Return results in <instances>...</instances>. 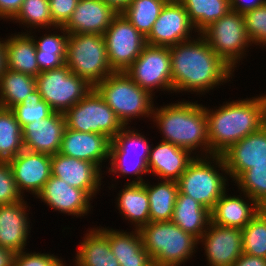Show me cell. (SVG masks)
Listing matches in <instances>:
<instances>
[{"label": "cell", "mask_w": 266, "mask_h": 266, "mask_svg": "<svg viewBox=\"0 0 266 266\" xmlns=\"http://www.w3.org/2000/svg\"><path fill=\"white\" fill-rule=\"evenodd\" d=\"M110 144L106 135L65 128L59 153L92 162L102 170V165L109 161Z\"/></svg>", "instance_id": "cell-20"}, {"label": "cell", "mask_w": 266, "mask_h": 266, "mask_svg": "<svg viewBox=\"0 0 266 266\" xmlns=\"http://www.w3.org/2000/svg\"><path fill=\"white\" fill-rule=\"evenodd\" d=\"M124 72L154 97L158 89L171 94L173 92L169 47L146 44L141 54Z\"/></svg>", "instance_id": "cell-11"}, {"label": "cell", "mask_w": 266, "mask_h": 266, "mask_svg": "<svg viewBox=\"0 0 266 266\" xmlns=\"http://www.w3.org/2000/svg\"><path fill=\"white\" fill-rule=\"evenodd\" d=\"M57 29L61 33L58 34V31L52 33L50 30V33H45L38 39L36 35H32L34 31L28 32L36 45V60L40 72L57 69L65 64L69 33L63 26H57Z\"/></svg>", "instance_id": "cell-30"}, {"label": "cell", "mask_w": 266, "mask_h": 266, "mask_svg": "<svg viewBox=\"0 0 266 266\" xmlns=\"http://www.w3.org/2000/svg\"><path fill=\"white\" fill-rule=\"evenodd\" d=\"M150 147L148 138L142 132L139 133L131 126H124L111 140L110 153L149 154Z\"/></svg>", "instance_id": "cell-41"}, {"label": "cell", "mask_w": 266, "mask_h": 266, "mask_svg": "<svg viewBox=\"0 0 266 266\" xmlns=\"http://www.w3.org/2000/svg\"><path fill=\"white\" fill-rule=\"evenodd\" d=\"M200 35L234 71L248 56L247 48L253 46L246 32L243 14L232 9L205 28Z\"/></svg>", "instance_id": "cell-8"}, {"label": "cell", "mask_w": 266, "mask_h": 266, "mask_svg": "<svg viewBox=\"0 0 266 266\" xmlns=\"http://www.w3.org/2000/svg\"><path fill=\"white\" fill-rule=\"evenodd\" d=\"M163 1H165V2H174V1H178V0H163Z\"/></svg>", "instance_id": "cell-52"}, {"label": "cell", "mask_w": 266, "mask_h": 266, "mask_svg": "<svg viewBox=\"0 0 266 266\" xmlns=\"http://www.w3.org/2000/svg\"><path fill=\"white\" fill-rule=\"evenodd\" d=\"M149 154H134V153H110V167L106 168L107 173H113L116 176H136L133 180H128L127 183H144L143 176L149 174L147 162ZM109 171V172H108ZM131 175V176H130Z\"/></svg>", "instance_id": "cell-36"}, {"label": "cell", "mask_w": 266, "mask_h": 266, "mask_svg": "<svg viewBox=\"0 0 266 266\" xmlns=\"http://www.w3.org/2000/svg\"><path fill=\"white\" fill-rule=\"evenodd\" d=\"M6 69L5 39L0 38V76Z\"/></svg>", "instance_id": "cell-51"}, {"label": "cell", "mask_w": 266, "mask_h": 266, "mask_svg": "<svg viewBox=\"0 0 266 266\" xmlns=\"http://www.w3.org/2000/svg\"><path fill=\"white\" fill-rule=\"evenodd\" d=\"M231 9L239 13H245L258 6L263 5L266 0H229Z\"/></svg>", "instance_id": "cell-47"}, {"label": "cell", "mask_w": 266, "mask_h": 266, "mask_svg": "<svg viewBox=\"0 0 266 266\" xmlns=\"http://www.w3.org/2000/svg\"><path fill=\"white\" fill-rule=\"evenodd\" d=\"M139 232L154 266L185 265L197 252L198 239L172 221L149 222Z\"/></svg>", "instance_id": "cell-4"}, {"label": "cell", "mask_w": 266, "mask_h": 266, "mask_svg": "<svg viewBox=\"0 0 266 266\" xmlns=\"http://www.w3.org/2000/svg\"><path fill=\"white\" fill-rule=\"evenodd\" d=\"M242 252L266 258V210L264 208L242 229Z\"/></svg>", "instance_id": "cell-38"}, {"label": "cell", "mask_w": 266, "mask_h": 266, "mask_svg": "<svg viewBox=\"0 0 266 266\" xmlns=\"http://www.w3.org/2000/svg\"><path fill=\"white\" fill-rule=\"evenodd\" d=\"M117 195L118 213L134 224L133 229H140L150 222L149 197L144 183H126Z\"/></svg>", "instance_id": "cell-28"}, {"label": "cell", "mask_w": 266, "mask_h": 266, "mask_svg": "<svg viewBox=\"0 0 266 266\" xmlns=\"http://www.w3.org/2000/svg\"><path fill=\"white\" fill-rule=\"evenodd\" d=\"M133 231L109 228V244L120 266H154L144 249L139 229Z\"/></svg>", "instance_id": "cell-26"}, {"label": "cell", "mask_w": 266, "mask_h": 266, "mask_svg": "<svg viewBox=\"0 0 266 266\" xmlns=\"http://www.w3.org/2000/svg\"><path fill=\"white\" fill-rule=\"evenodd\" d=\"M29 208V210H28ZM30 206L23 199L17 203L0 205V246L15 253L24 251L30 236Z\"/></svg>", "instance_id": "cell-21"}, {"label": "cell", "mask_w": 266, "mask_h": 266, "mask_svg": "<svg viewBox=\"0 0 266 266\" xmlns=\"http://www.w3.org/2000/svg\"><path fill=\"white\" fill-rule=\"evenodd\" d=\"M103 36L110 67L114 72L125 71L146 45V37L122 13L113 18Z\"/></svg>", "instance_id": "cell-12"}, {"label": "cell", "mask_w": 266, "mask_h": 266, "mask_svg": "<svg viewBox=\"0 0 266 266\" xmlns=\"http://www.w3.org/2000/svg\"><path fill=\"white\" fill-rule=\"evenodd\" d=\"M53 23L64 26L71 18L79 0H48Z\"/></svg>", "instance_id": "cell-45"}, {"label": "cell", "mask_w": 266, "mask_h": 266, "mask_svg": "<svg viewBox=\"0 0 266 266\" xmlns=\"http://www.w3.org/2000/svg\"><path fill=\"white\" fill-rule=\"evenodd\" d=\"M11 110L22 128L28 123L48 118L54 113L50 105L42 100L37 89L28 94L22 103L17 104Z\"/></svg>", "instance_id": "cell-40"}, {"label": "cell", "mask_w": 266, "mask_h": 266, "mask_svg": "<svg viewBox=\"0 0 266 266\" xmlns=\"http://www.w3.org/2000/svg\"><path fill=\"white\" fill-rule=\"evenodd\" d=\"M16 253L0 246V266H14Z\"/></svg>", "instance_id": "cell-49"}, {"label": "cell", "mask_w": 266, "mask_h": 266, "mask_svg": "<svg viewBox=\"0 0 266 266\" xmlns=\"http://www.w3.org/2000/svg\"><path fill=\"white\" fill-rule=\"evenodd\" d=\"M240 192L246 193L262 208L266 207V163L253 165L244 171L235 182Z\"/></svg>", "instance_id": "cell-39"}, {"label": "cell", "mask_w": 266, "mask_h": 266, "mask_svg": "<svg viewBox=\"0 0 266 266\" xmlns=\"http://www.w3.org/2000/svg\"><path fill=\"white\" fill-rule=\"evenodd\" d=\"M227 192L218 199L210 211L211 222L223 227L242 230L262 207L246 193L240 192V195L231 196Z\"/></svg>", "instance_id": "cell-24"}, {"label": "cell", "mask_w": 266, "mask_h": 266, "mask_svg": "<svg viewBox=\"0 0 266 266\" xmlns=\"http://www.w3.org/2000/svg\"><path fill=\"white\" fill-rule=\"evenodd\" d=\"M166 3L163 0H131L121 13L147 37Z\"/></svg>", "instance_id": "cell-35"}, {"label": "cell", "mask_w": 266, "mask_h": 266, "mask_svg": "<svg viewBox=\"0 0 266 266\" xmlns=\"http://www.w3.org/2000/svg\"><path fill=\"white\" fill-rule=\"evenodd\" d=\"M151 146L147 162L149 174L161 180L177 182L188 164L195 158L189 150L170 142L160 141L157 146L153 144Z\"/></svg>", "instance_id": "cell-23"}, {"label": "cell", "mask_w": 266, "mask_h": 266, "mask_svg": "<svg viewBox=\"0 0 266 266\" xmlns=\"http://www.w3.org/2000/svg\"><path fill=\"white\" fill-rule=\"evenodd\" d=\"M195 32L194 25L183 5L179 1L168 2L154 23L152 31L146 37V44L170 47L193 39L197 36L192 37V33Z\"/></svg>", "instance_id": "cell-13"}, {"label": "cell", "mask_w": 266, "mask_h": 266, "mask_svg": "<svg viewBox=\"0 0 266 266\" xmlns=\"http://www.w3.org/2000/svg\"><path fill=\"white\" fill-rule=\"evenodd\" d=\"M36 198L40 199L51 210L68 214L69 216L84 217L91 211L93 197L85 190L70 186L64 180L53 175L45 183Z\"/></svg>", "instance_id": "cell-15"}, {"label": "cell", "mask_w": 266, "mask_h": 266, "mask_svg": "<svg viewBox=\"0 0 266 266\" xmlns=\"http://www.w3.org/2000/svg\"><path fill=\"white\" fill-rule=\"evenodd\" d=\"M36 89V77L8 68L0 76V107L12 109Z\"/></svg>", "instance_id": "cell-32"}, {"label": "cell", "mask_w": 266, "mask_h": 266, "mask_svg": "<svg viewBox=\"0 0 266 266\" xmlns=\"http://www.w3.org/2000/svg\"><path fill=\"white\" fill-rule=\"evenodd\" d=\"M64 117L66 128L106 135L111 140L124 127L94 87L83 99L67 110Z\"/></svg>", "instance_id": "cell-9"}, {"label": "cell", "mask_w": 266, "mask_h": 266, "mask_svg": "<svg viewBox=\"0 0 266 266\" xmlns=\"http://www.w3.org/2000/svg\"><path fill=\"white\" fill-rule=\"evenodd\" d=\"M94 88L112 108L123 126H129L131 120L135 118L150 119L153 114L154 97L136 84L124 71L111 73Z\"/></svg>", "instance_id": "cell-6"}, {"label": "cell", "mask_w": 266, "mask_h": 266, "mask_svg": "<svg viewBox=\"0 0 266 266\" xmlns=\"http://www.w3.org/2000/svg\"><path fill=\"white\" fill-rule=\"evenodd\" d=\"M11 21L21 24V27L22 24L23 27L26 26L27 33L33 28H43L46 31V28L50 30L49 28L52 27V31L57 30V26L53 23L48 0H24L20 11Z\"/></svg>", "instance_id": "cell-37"}, {"label": "cell", "mask_w": 266, "mask_h": 266, "mask_svg": "<svg viewBox=\"0 0 266 266\" xmlns=\"http://www.w3.org/2000/svg\"><path fill=\"white\" fill-rule=\"evenodd\" d=\"M209 266H232L242 255V230L209 223L198 240Z\"/></svg>", "instance_id": "cell-14"}, {"label": "cell", "mask_w": 266, "mask_h": 266, "mask_svg": "<svg viewBox=\"0 0 266 266\" xmlns=\"http://www.w3.org/2000/svg\"><path fill=\"white\" fill-rule=\"evenodd\" d=\"M247 35L254 46L266 48V2L243 13Z\"/></svg>", "instance_id": "cell-42"}, {"label": "cell", "mask_w": 266, "mask_h": 266, "mask_svg": "<svg viewBox=\"0 0 266 266\" xmlns=\"http://www.w3.org/2000/svg\"><path fill=\"white\" fill-rule=\"evenodd\" d=\"M6 38V68L36 77L40 71L36 60V45L33 38L26 32L14 33Z\"/></svg>", "instance_id": "cell-27"}, {"label": "cell", "mask_w": 266, "mask_h": 266, "mask_svg": "<svg viewBox=\"0 0 266 266\" xmlns=\"http://www.w3.org/2000/svg\"><path fill=\"white\" fill-rule=\"evenodd\" d=\"M24 0H0V20L9 21L20 11Z\"/></svg>", "instance_id": "cell-46"}, {"label": "cell", "mask_w": 266, "mask_h": 266, "mask_svg": "<svg viewBox=\"0 0 266 266\" xmlns=\"http://www.w3.org/2000/svg\"><path fill=\"white\" fill-rule=\"evenodd\" d=\"M24 197L18 191L8 161H0V205H8L22 201Z\"/></svg>", "instance_id": "cell-43"}, {"label": "cell", "mask_w": 266, "mask_h": 266, "mask_svg": "<svg viewBox=\"0 0 266 266\" xmlns=\"http://www.w3.org/2000/svg\"><path fill=\"white\" fill-rule=\"evenodd\" d=\"M232 266H266V258L242 253Z\"/></svg>", "instance_id": "cell-48"}, {"label": "cell", "mask_w": 266, "mask_h": 266, "mask_svg": "<svg viewBox=\"0 0 266 266\" xmlns=\"http://www.w3.org/2000/svg\"><path fill=\"white\" fill-rule=\"evenodd\" d=\"M107 5L111 6L117 13H121L131 0H103Z\"/></svg>", "instance_id": "cell-50"}, {"label": "cell", "mask_w": 266, "mask_h": 266, "mask_svg": "<svg viewBox=\"0 0 266 266\" xmlns=\"http://www.w3.org/2000/svg\"><path fill=\"white\" fill-rule=\"evenodd\" d=\"M210 155H222L233 144L266 124V94L205 107Z\"/></svg>", "instance_id": "cell-2"}, {"label": "cell", "mask_w": 266, "mask_h": 266, "mask_svg": "<svg viewBox=\"0 0 266 266\" xmlns=\"http://www.w3.org/2000/svg\"><path fill=\"white\" fill-rule=\"evenodd\" d=\"M23 149L22 127L14 112L0 107V161H9Z\"/></svg>", "instance_id": "cell-34"}, {"label": "cell", "mask_w": 266, "mask_h": 266, "mask_svg": "<svg viewBox=\"0 0 266 266\" xmlns=\"http://www.w3.org/2000/svg\"><path fill=\"white\" fill-rule=\"evenodd\" d=\"M8 162L23 197L25 191L36 197L52 175L51 156L47 154L23 149Z\"/></svg>", "instance_id": "cell-16"}, {"label": "cell", "mask_w": 266, "mask_h": 266, "mask_svg": "<svg viewBox=\"0 0 266 266\" xmlns=\"http://www.w3.org/2000/svg\"><path fill=\"white\" fill-rule=\"evenodd\" d=\"M65 128L64 114L59 112L26 124L22 128L24 149L50 156L59 153Z\"/></svg>", "instance_id": "cell-19"}, {"label": "cell", "mask_w": 266, "mask_h": 266, "mask_svg": "<svg viewBox=\"0 0 266 266\" xmlns=\"http://www.w3.org/2000/svg\"><path fill=\"white\" fill-rule=\"evenodd\" d=\"M222 157L229 177L234 182L253 165L266 163V124L233 144Z\"/></svg>", "instance_id": "cell-18"}, {"label": "cell", "mask_w": 266, "mask_h": 266, "mask_svg": "<svg viewBox=\"0 0 266 266\" xmlns=\"http://www.w3.org/2000/svg\"><path fill=\"white\" fill-rule=\"evenodd\" d=\"M228 176L222 155L195 156L177 183L182 194L192 197L211 211L228 190Z\"/></svg>", "instance_id": "cell-5"}, {"label": "cell", "mask_w": 266, "mask_h": 266, "mask_svg": "<svg viewBox=\"0 0 266 266\" xmlns=\"http://www.w3.org/2000/svg\"><path fill=\"white\" fill-rule=\"evenodd\" d=\"M85 79L72 73L64 64L57 69L40 72L36 89L54 112L65 113L92 89Z\"/></svg>", "instance_id": "cell-10"}, {"label": "cell", "mask_w": 266, "mask_h": 266, "mask_svg": "<svg viewBox=\"0 0 266 266\" xmlns=\"http://www.w3.org/2000/svg\"><path fill=\"white\" fill-rule=\"evenodd\" d=\"M197 102L181 100L159 108L154 106L151 118L162 141L185 148L196 156H210L205 106Z\"/></svg>", "instance_id": "cell-3"}, {"label": "cell", "mask_w": 266, "mask_h": 266, "mask_svg": "<svg viewBox=\"0 0 266 266\" xmlns=\"http://www.w3.org/2000/svg\"><path fill=\"white\" fill-rule=\"evenodd\" d=\"M65 64L93 87L114 72L104 36L99 34H69Z\"/></svg>", "instance_id": "cell-7"}, {"label": "cell", "mask_w": 266, "mask_h": 266, "mask_svg": "<svg viewBox=\"0 0 266 266\" xmlns=\"http://www.w3.org/2000/svg\"><path fill=\"white\" fill-rule=\"evenodd\" d=\"M171 221L199 240L211 222L210 210L179 191Z\"/></svg>", "instance_id": "cell-29"}, {"label": "cell", "mask_w": 266, "mask_h": 266, "mask_svg": "<svg viewBox=\"0 0 266 266\" xmlns=\"http://www.w3.org/2000/svg\"><path fill=\"white\" fill-rule=\"evenodd\" d=\"M169 50L173 93L196 92V95L202 96L221 84L231 82L230 77H234V70L210 48L200 34L170 46Z\"/></svg>", "instance_id": "cell-1"}, {"label": "cell", "mask_w": 266, "mask_h": 266, "mask_svg": "<svg viewBox=\"0 0 266 266\" xmlns=\"http://www.w3.org/2000/svg\"><path fill=\"white\" fill-rule=\"evenodd\" d=\"M117 14L103 0H79L71 18L63 27L69 34L103 35Z\"/></svg>", "instance_id": "cell-22"}, {"label": "cell", "mask_w": 266, "mask_h": 266, "mask_svg": "<svg viewBox=\"0 0 266 266\" xmlns=\"http://www.w3.org/2000/svg\"><path fill=\"white\" fill-rule=\"evenodd\" d=\"M189 15L191 23L200 34L213 22L225 16L231 5L229 0H178Z\"/></svg>", "instance_id": "cell-33"}, {"label": "cell", "mask_w": 266, "mask_h": 266, "mask_svg": "<svg viewBox=\"0 0 266 266\" xmlns=\"http://www.w3.org/2000/svg\"><path fill=\"white\" fill-rule=\"evenodd\" d=\"M144 186L149 197L150 222L171 221L179 192L178 183L158 179L156 185L145 181Z\"/></svg>", "instance_id": "cell-31"}, {"label": "cell", "mask_w": 266, "mask_h": 266, "mask_svg": "<svg viewBox=\"0 0 266 266\" xmlns=\"http://www.w3.org/2000/svg\"><path fill=\"white\" fill-rule=\"evenodd\" d=\"M87 231L79 243L73 266H120L109 244V229L94 226Z\"/></svg>", "instance_id": "cell-25"}, {"label": "cell", "mask_w": 266, "mask_h": 266, "mask_svg": "<svg viewBox=\"0 0 266 266\" xmlns=\"http://www.w3.org/2000/svg\"><path fill=\"white\" fill-rule=\"evenodd\" d=\"M52 175L70 186L87 191L93 198L100 191L102 171L96 164L56 153L51 156ZM104 172V173H103Z\"/></svg>", "instance_id": "cell-17"}, {"label": "cell", "mask_w": 266, "mask_h": 266, "mask_svg": "<svg viewBox=\"0 0 266 266\" xmlns=\"http://www.w3.org/2000/svg\"><path fill=\"white\" fill-rule=\"evenodd\" d=\"M63 258L51 253L21 251L16 253L14 266H63Z\"/></svg>", "instance_id": "cell-44"}]
</instances>
